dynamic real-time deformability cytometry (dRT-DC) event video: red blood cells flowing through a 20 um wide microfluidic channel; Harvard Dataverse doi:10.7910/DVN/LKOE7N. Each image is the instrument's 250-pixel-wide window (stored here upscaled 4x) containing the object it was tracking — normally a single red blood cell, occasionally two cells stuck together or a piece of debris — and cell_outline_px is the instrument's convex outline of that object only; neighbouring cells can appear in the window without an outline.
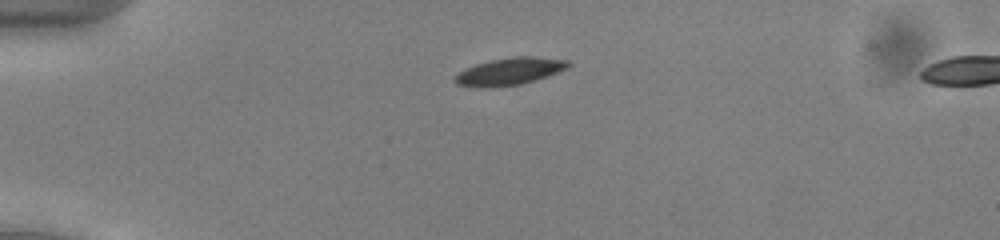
{"species": "common noctule bat (a hibernating species)", "species_latin": "Nyctalus noctula", "temperature_condition": "cold", "stored_images_in_passage": 45, "camera_frame_rate_fps": 3000, "um_per_image_px": 0.085, "animal": {"sex": "male", "body_mass_g": 13.0, "forearm_length_mm": 53.1}, "frame": {"image": 1, "passage_image": 6, "time_ms": 1.667, "image_size_px": [1000, 240], "cell_outline_px": [[568, 68], [520, 84], [456, 84], [452, 80], [460, 72], [476, 64], [492, 60], [516, 56], [532, 56], [568, 60]], "centroid_in_image_um": [43.39, 6.0], "position_along_channel_um": 41.6, "area_um2": 16.53}}
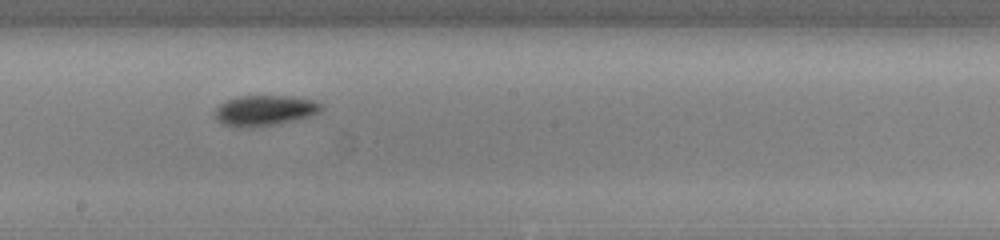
{"frame": {"image": 2, "passage_image": 23, "time_ms": 7.333, "image_size_px": [1000, 240], "cell_outline_px": [[324, 108], [320, 112], [308, 116], [276, 124], [252, 128], [236, 128], [224, 124], [216, 120], [216, 108], [220, 104], [236, 96], [292, 96], [312, 100], [324, 104]], "centroid_in_image_um": [22.5, 9.39], "position_along_channel_um": 225.7, "area_um2": 18.96}}
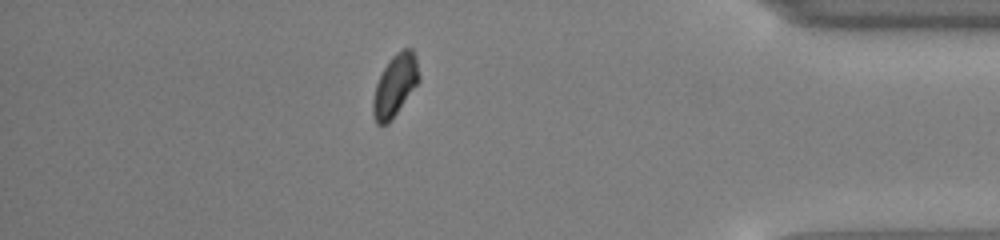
{"frame": {"image": 3, "passage_image": 39, "time_ms": 12.667, "image_size_px": [1000, 240], "cell_outline_px": [[420, 80], [388, 124], [376, 124], [372, 116], [372, 100], [376, 84], [384, 68], [392, 56], [396, 52], [404, 48], [412, 48], [416, 56], [420, 76]], "centroid_in_image_um": [33.57, 7.25], "position_along_channel_um": 401.6, "area_um2": 16.53}, "authors_computed_cell_mechanics": {"area_um2": 17.5134, "velocity_mm_per_s": 3.9148, "shape_relaxation_time_tau1_ms": 3.5789, "shape_relaxation_time_tau2_ms": null, "deformation_change_tau1": 0.0852, "deformation_change_tau2": null}}